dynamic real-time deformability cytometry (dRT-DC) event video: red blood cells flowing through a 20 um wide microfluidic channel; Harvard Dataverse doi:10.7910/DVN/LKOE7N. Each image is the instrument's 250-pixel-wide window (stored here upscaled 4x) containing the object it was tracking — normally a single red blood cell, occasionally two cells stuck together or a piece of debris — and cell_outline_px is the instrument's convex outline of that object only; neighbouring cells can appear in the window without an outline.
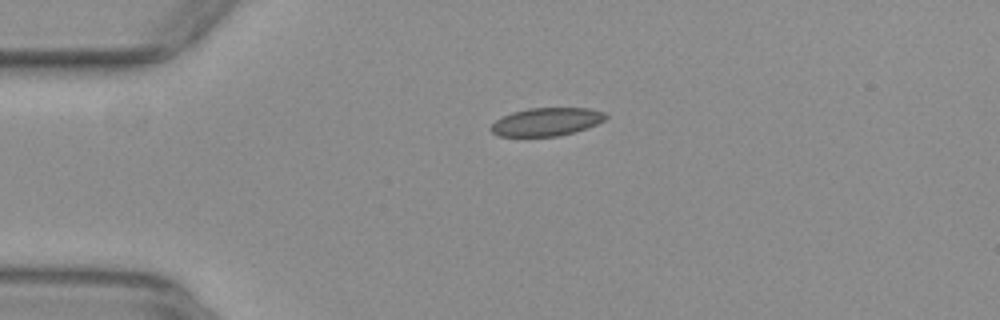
{"species": "common noctule bat (a hibernating species)", "species_latin": "Nyctalus noctula", "temperature_condition": "warm", "stored_images_in_passage": 42, "camera_frame_rate_fps": 3000, "um_per_image_px": 0.085, "animal": {"sex": "female", "body_mass_g": 29.2, "forearm_length_mm": 56.3}, "frame": {"image": 1, "passage_image": 1, "time_ms": 0.0, "image_size_px": [1000, 320], "cell_outline_px": [[608, 116], [604, 120], [588, 128], [576, 132], [560, 136], [500, 136], [492, 132], [488, 128], [496, 120], [512, 112], [528, 108], [588, 108], [604, 112]], "centroid_in_image_um": [46.46, 10.36], "position_along_channel_um": 38.5, "area_um2": 18.84}}
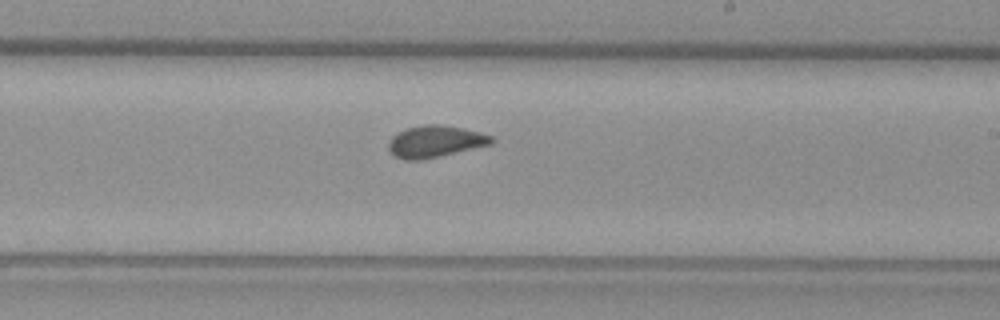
{"frame": {"image": 2, "passage_image": 20, "time_ms": 6.333, "image_size_px": [1000, 320], "cell_outline_px": [[496, 140], [492, 144], [424, 160], [404, 160], [388, 152], [388, 140], [396, 132], [420, 124], [440, 124], [464, 128], [480, 132], [492, 136]], "centroid_in_image_um": [36.97, 12.02], "position_along_channel_um": 252.0, "area_um2": 19.48}}
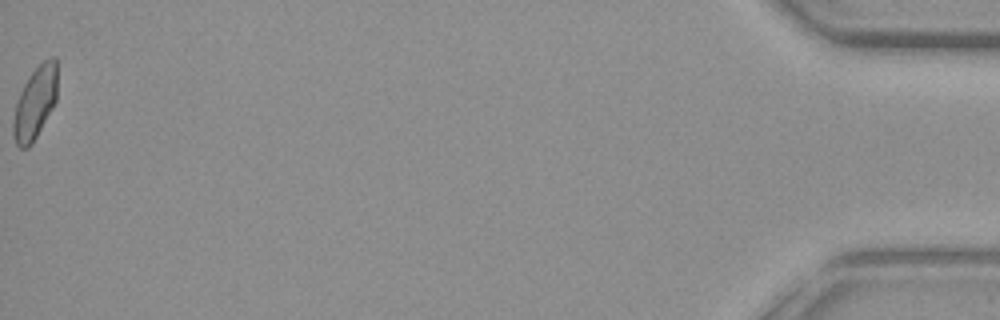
{"frame": {"image": 3, "passage_image": 42, "time_ms": 13.667, "image_size_px": [1000, 320], "cell_outline_px": [[56, 100], [52, 108], [32, 144], [28, 148], [20, 148], [16, 144], [12, 136], [12, 120], [16, 104], [20, 92], [28, 76], [48, 56], [56, 56]], "centroid_in_image_um": [2.95, 8.75], "position_along_channel_um": 432.2, "area_um2": 18.55}, "authors_computed_cell_mechanics": {"area_um2": 18.6983, "velocity_mm_per_s": 3.9009, "shape_relaxation_time_tau1_ms": null, "shape_relaxation_time_tau2_ms": 0.8054, "deformation_change_tau1": null, "deformation_change_tau2": 0.0464}}